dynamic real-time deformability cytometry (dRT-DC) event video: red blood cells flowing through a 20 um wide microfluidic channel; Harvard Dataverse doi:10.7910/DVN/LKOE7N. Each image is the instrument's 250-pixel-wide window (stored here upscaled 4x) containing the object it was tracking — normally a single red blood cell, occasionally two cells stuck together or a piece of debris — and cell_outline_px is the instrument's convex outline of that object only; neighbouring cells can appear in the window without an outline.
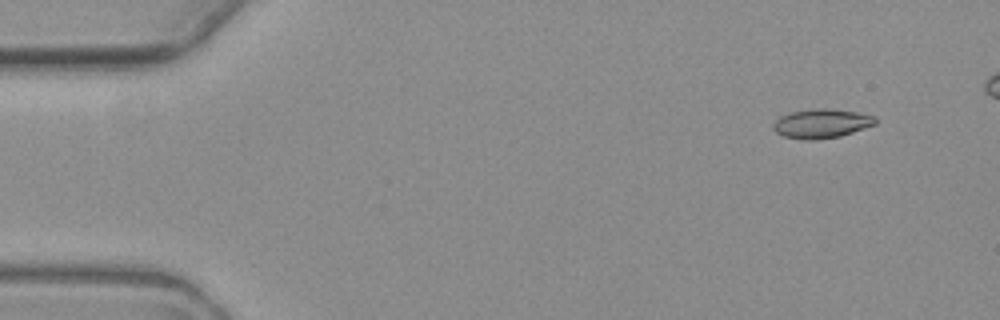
{"species": "common noctule bat (a hibernating species)", "species_latin": "Nyctalus noctula", "temperature_condition": "warm", "stored_images_in_passage": 4, "camera_frame_rate_fps": 3000, "um_per_image_px": 0.085, "animal": {"sex": "female", "body_mass_g": 19.3, "forearm_length_mm": 54.1}, "frame": {"image": 1, "passage_image": 1, "time_ms": 0.0, "image_size_px": [1000, 320], "cell_outline_px": [[876, 124], [840, 136], [812, 140], [804, 140], [784, 136], [776, 132], [772, 128], [772, 124], [780, 116], [788, 112], [816, 108], [824, 108], [856, 112], [876, 116]], "centroid_in_image_um": [69.8, 10.49], "position_along_channel_um": 15.2, "area_um2": 17.34}}